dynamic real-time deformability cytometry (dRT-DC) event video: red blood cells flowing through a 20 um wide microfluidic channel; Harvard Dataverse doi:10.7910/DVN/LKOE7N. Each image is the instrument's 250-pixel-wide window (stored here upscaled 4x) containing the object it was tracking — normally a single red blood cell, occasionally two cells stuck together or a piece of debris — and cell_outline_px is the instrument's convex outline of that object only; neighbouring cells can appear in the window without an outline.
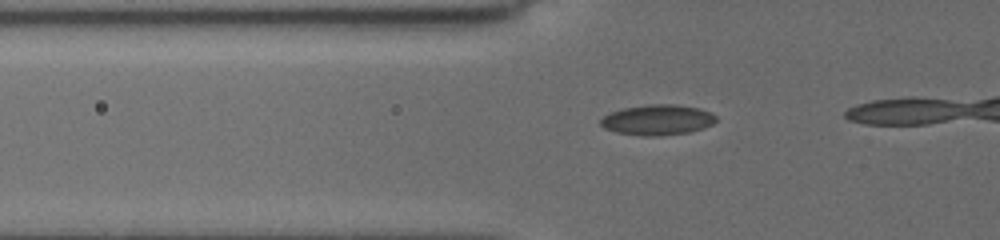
{"species": "common noctule bat (a hibernating species)", "species_latin": "Nyctalus noctula", "temperature_condition": "cold", "stored_images_in_passage": 22, "camera_frame_rate_fps": 3000, "um_per_image_px": 0.085, "animal": {"sex": "female", "body_mass_g": 19.5, "forearm_length_mm": 54.1}, "frame": {"image": 1, "passage_image": 16, "time_ms": 5.0, "image_size_px": [1000, 240], "cell_outline_px": [[716, 120], [712, 124], [688, 132], [652, 136], [616, 132], [604, 128], [600, 124], [600, 120], [604, 116], [612, 112], [624, 108], [648, 104], [676, 104], [700, 108], [712, 112], [716, 116]], "centroid_in_image_um": [55.9, 10.17], "position_along_channel_um": 69.9, "area_um2": 20.17}}
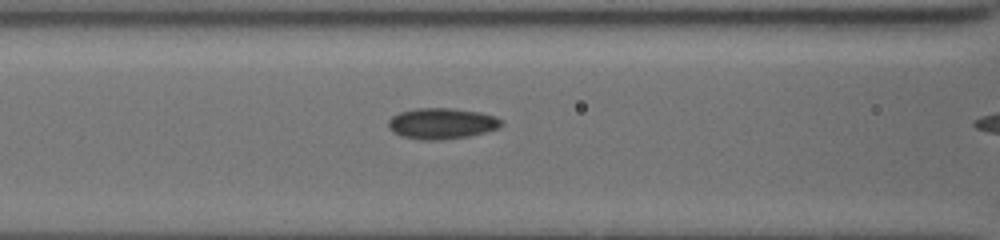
{"frame": {"image": 2, "passage_image": 21, "time_ms": 6.667, "image_size_px": [1000, 240], "cell_outline_px": [[500, 128], [468, 136], [440, 140], [420, 140], [404, 136], [392, 132], [388, 128], [388, 120], [392, 116], [400, 112], [416, 108], [452, 108], [480, 112], [496, 116], [500, 120]], "centroid_in_image_um": [37.52, 10.49], "position_along_channel_um": 129.1, "area_um2": 20.35}}